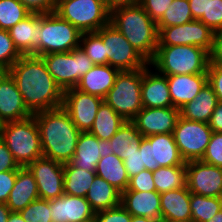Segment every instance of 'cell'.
Listing matches in <instances>:
<instances>
[{"instance_id": "38", "label": "cell", "mask_w": 222, "mask_h": 222, "mask_svg": "<svg viewBox=\"0 0 222 222\" xmlns=\"http://www.w3.org/2000/svg\"><path fill=\"white\" fill-rule=\"evenodd\" d=\"M80 48L95 65L107 64L104 42L96 32L82 33Z\"/></svg>"}, {"instance_id": "23", "label": "cell", "mask_w": 222, "mask_h": 222, "mask_svg": "<svg viewBox=\"0 0 222 222\" xmlns=\"http://www.w3.org/2000/svg\"><path fill=\"white\" fill-rule=\"evenodd\" d=\"M121 205L132 216L149 217L161 222L160 194L156 190H125L121 193Z\"/></svg>"}, {"instance_id": "30", "label": "cell", "mask_w": 222, "mask_h": 222, "mask_svg": "<svg viewBox=\"0 0 222 222\" xmlns=\"http://www.w3.org/2000/svg\"><path fill=\"white\" fill-rule=\"evenodd\" d=\"M95 173L106 180L121 193L129 184V176L125 169L123 160L113 153L105 151L97 163Z\"/></svg>"}, {"instance_id": "12", "label": "cell", "mask_w": 222, "mask_h": 222, "mask_svg": "<svg viewBox=\"0 0 222 222\" xmlns=\"http://www.w3.org/2000/svg\"><path fill=\"white\" fill-rule=\"evenodd\" d=\"M139 151L142 166L152 172L158 167L177 166L185 163L178 151L173 134H155L143 137Z\"/></svg>"}, {"instance_id": "58", "label": "cell", "mask_w": 222, "mask_h": 222, "mask_svg": "<svg viewBox=\"0 0 222 222\" xmlns=\"http://www.w3.org/2000/svg\"><path fill=\"white\" fill-rule=\"evenodd\" d=\"M207 222H222V209Z\"/></svg>"}, {"instance_id": "52", "label": "cell", "mask_w": 222, "mask_h": 222, "mask_svg": "<svg viewBox=\"0 0 222 222\" xmlns=\"http://www.w3.org/2000/svg\"><path fill=\"white\" fill-rule=\"evenodd\" d=\"M209 127L213 132H221L222 133V102L219 101L215 110L213 111L210 121Z\"/></svg>"}, {"instance_id": "41", "label": "cell", "mask_w": 222, "mask_h": 222, "mask_svg": "<svg viewBox=\"0 0 222 222\" xmlns=\"http://www.w3.org/2000/svg\"><path fill=\"white\" fill-rule=\"evenodd\" d=\"M198 20L203 22L213 31L221 29L222 0H207L206 14H203Z\"/></svg>"}, {"instance_id": "8", "label": "cell", "mask_w": 222, "mask_h": 222, "mask_svg": "<svg viewBox=\"0 0 222 222\" xmlns=\"http://www.w3.org/2000/svg\"><path fill=\"white\" fill-rule=\"evenodd\" d=\"M41 58L63 91L75 88L83 75L95 65L80 47L70 52L50 53Z\"/></svg>"}, {"instance_id": "57", "label": "cell", "mask_w": 222, "mask_h": 222, "mask_svg": "<svg viewBox=\"0 0 222 222\" xmlns=\"http://www.w3.org/2000/svg\"><path fill=\"white\" fill-rule=\"evenodd\" d=\"M131 222H160L155 219L143 216H132Z\"/></svg>"}, {"instance_id": "11", "label": "cell", "mask_w": 222, "mask_h": 222, "mask_svg": "<svg viewBox=\"0 0 222 222\" xmlns=\"http://www.w3.org/2000/svg\"><path fill=\"white\" fill-rule=\"evenodd\" d=\"M212 133L208 123L192 121L179 116L173 136L182 159L185 162L201 160Z\"/></svg>"}, {"instance_id": "14", "label": "cell", "mask_w": 222, "mask_h": 222, "mask_svg": "<svg viewBox=\"0 0 222 222\" xmlns=\"http://www.w3.org/2000/svg\"><path fill=\"white\" fill-rule=\"evenodd\" d=\"M186 185L191 193L222 197V167L193 160L186 162Z\"/></svg>"}, {"instance_id": "56", "label": "cell", "mask_w": 222, "mask_h": 222, "mask_svg": "<svg viewBox=\"0 0 222 222\" xmlns=\"http://www.w3.org/2000/svg\"><path fill=\"white\" fill-rule=\"evenodd\" d=\"M7 222H26L20 215L19 212H11Z\"/></svg>"}, {"instance_id": "32", "label": "cell", "mask_w": 222, "mask_h": 222, "mask_svg": "<svg viewBox=\"0 0 222 222\" xmlns=\"http://www.w3.org/2000/svg\"><path fill=\"white\" fill-rule=\"evenodd\" d=\"M126 121L104 101L99 106L89 133L100 141L108 142Z\"/></svg>"}, {"instance_id": "16", "label": "cell", "mask_w": 222, "mask_h": 222, "mask_svg": "<svg viewBox=\"0 0 222 222\" xmlns=\"http://www.w3.org/2000/svg\"><path fill=\"white\" fill-rule=\"evenodd\" d=\"M102 102L103 98L69 88L64 91L62 107L81 132H89Z\"/></svg>"}, {"instance_id": "51", "label": "cell", "mask_w": 222, "mask_h": 222, "mask_svg": "<svg viewBox=\"0 0 222 222\" xmlns=\"http://www.w3.org/2000/svg\"><path fill=\"white\" fill-rule=\"evenodd\" d=\"M210 63L222 65V28L213 33V47L210 52Z\"/></svg>"}, {"instance_id": "37", "label": "cell", "mask_w": 222, "mask_h": 222, "mask_svg": "<svg viewBox=\"0 0 222 222\" xmlns=\"http://www.w3.org/2000/svg\"><path fill=\"white\" fill-rule=\"evenodd\" d=\"M31 13L20 0H0V29L8 31Z\"/></svg>"}, {"instance_id": "7", "label": "cell", "mask_w": 222, "mask_h": 222, "mask_svg": "<svg viewBox=\"0 0 222 222\" xmlns=\"http://www.w3.org/2000/svg\"><path fill=\"white\" fill-rule=\"evenodd\" d=\"M82 33L57 13H40V57L50 53L70 52L80 47Z\"/></svg>"}, {"instance_id": "4", "label": "cell", "mask_w": 222, "mask_h": 222, "mask_svg": "<svg viewBox=\"0 0 222 222\" xmlns=\"http://www.w3.org/2000/svg\"><path fill=\"white\" fill-rule=\"evenodd\" d=\"M210 53L193 45L157 46L154 59L149 63L165 76L207 74Z\"/></svg>"}, {"instance_id": "35", "label": "cell", "mask_w": 222, "mask_h": 222, "mask_svg": "<svg viewBox=\"0 0 222 222\" xmlns=\"http://www.w3.org/2000/svg\"><path fill=\"white\" fill-rule=\"evenodd\" d=\"M191 219L207 222L222 209V197H206L190 192Z\"/></svg>"}, {"instance_id": "36", "label": "cell", "mask_w": 222, "mask_h": 222, "mask_svg": "<svg viewBox=\"0 0 222 222\" xmlns=\"http://www.w3.org/2000/svg\"><path fill=\"white\" fill-rule=\"evenodd\" d=\"M192 20L194 19L188 0H173L157 22V29L159 32L164 27L182 25Z\"/></svg>"}, {"instance_id": "2", "label": "cell", "mask_w": 222, "mask_h": 222, "mask_svg": "<svg viewBox=\"0 0 222 222\" xmlns=\"http://www.w3.org/2000/svg\"><path fill=\"white\" fill-rule=\"evenodd\" d=\"M41 139L43 156L62 164L69 163L75 154L81 131L63 108L33 114Z\"/></svg>"}, {"instance_id": "13", "label": "cell", "mask_w": 222, "mask_h": 222, "mask_svg": "<svg viewBox=\"0 0 222 222\" xmlns=\"http://www.w3.org/2000/svg\"><path fill=\"white\" fill-rule=\"evenodd\" d=\"M213 33L200 20L164 27L158 34V46L193 45L204 48L209 53L213 47Z\"/></svg>"}, {"instance_id": "15", "label": "cell", "mask_w": 222, "mask_h": 222, "mask_svg": "<svg viewBox=\"0 0 222 222\" xmlns=\"http://www.w3.org/2000/svg\"><path fill=\"white\" fill-rule=\"evenodd\" d=\"M27 168L34 175L39 198L50 200L64 194V164L43 156Z\"/></svg>"}, {"instance_id": "42", "label": "cell", "mask_w": 222, "mask_h": 222, "mask_svg": "<svg viewBox=\"0 0 222 222\" xmlns=\"http://www.w3.org/2000/svg\"><path fill=\"white\" fill-rule=\"evenodd\" d=\"M202 162L222 167V133L213 132L210 138V142L207 145L204 156L201 159Z\"/></svg>"}, {"instance_id": "55", "label": "cell", "mask_w": 222, "mask_h": 222, "mask_svg": "<svg viewBox=\"0 0 222 222\" xmlns=\"http://www.w3.org/2000/svg\"><path fill=\"white\" fill-rule=\"evenodd\" d=\"M11 211L6 203H0V222H7Z\"/></svg>"}, {"instance_id": "1", "label": "cell", "mask_w": 222, "mask_h": 222, "mask_svg": "<svg viewBox=\"0 0 222 222\" xmlns=\"http://www.w3.org/2000/svg\"><path fill=\"white\" fill-rule=\"evenodd\" d=\"M7 72L32 114L62 107L64 91L48 72L41 57L22 55Z\"/></svg>"}, {"instance_id": "34", "label": "cell", "mask_w": 222, "mask_h": 222, "mask_svg": "<svg viewBox=\"0 0 222 222\" xmlns=\"http://www.w3.org/2000/svg\"><path fill=\"white\" fill-rule=\"evenodd\" d=\"M152 174L159 194L186 186V162L183 165L158 167Z\"/></svg>"}, {"instance_id": "25", "label": "cell", "mask_w": 222, "mask_h": 222, "mask_svg": "<svg viewBox=\"0 0 222 222\" xmlns=\"http://www.w3.org/2000/svg\"><path fill=\"white\" fill-rule=\"evenodd\" d=\"M119 70L108 65H94L75 87L81 92L103 98L113 87Z\"/></svg>"}, {"instance_id": "10", "label": "cell", "mask_w": 222, "mask_h": 222, "mask_svg": "<svg viewBox=\"0 0 222 222\" xmlns=\"http://www.w3.org/2000/svg\"><path fill=\"white\" fill-rule=\"evenodd\" d=\"M96 33L104 42L108 65L119 71H132L149 65L124 35L110 22L101 27Z\"/></svg>"}, {"instance_id": "43", "label": "cell", "mask_w": 222, "mask_h": 222, "mask_svg": "<svg viewBox=\"0 0 222 222\" xmlns=\"http://www.w3.org/2000/svg\"><path fill=\"white\" fill-rule=\"evenodd\" d=\"M96 222H131L132 215L119 204L116 207L96 212Z\"/></svg>"}, {"instance_id": "44", "label": "cell", "mask_w": 222, "mask_h": 222, "mask_svg": "<svg viewBox=\"0 0 222 222\" xmlns=\"http://www.w3.org/2000/svg\"><path fill=\"white\" fill-rule=\"evenodd\" d=\"M126 190L133 191H155L156 187L153 180L152 171L142 170L137 175L129 178V184Z\"/></svg>"}, {"instance_id": "22", "label": "cell", "mask_w": 222, "mask_h": 222, "mask_svg": "<svg viewBox=\"0 0 222 222\" xmlns=\"http://www.w3.org/2000/svg\"><path fill=\"white\" fill-rule=\"evenodd\" d=\"M39 28L40 13H31L8 30L15 47L22 55L40 57Z\"/></svg>"}, {"instance_id": "54", "label": "cell", "mask_w": 222, "mask_h": 222, "mask_svg": "<svg viewBox=\"0 0 222 222\" xmlns=\"http://www.w3.org/2000/svg\"><path fill=\"white\" fill-rule=\"evenodd\" d=\"M137 2V0H103V3L109 13H112L116 9L132 6Z\"/></svg>"}, {"instance_id": "5", "label": "cell", "mask_w": 222, "mask_h": 222, "mask_svg": "<svg viewBox=\"0 0 222 222\" xmlns=\"http://www.w3.org/2000/svg\"><path fill=\"white\" fill-rule=\"evenodd\" d=\"M0 137L20 167H27L43 157V150L34 115L18 121L3 123Z\"/></svg>"}, {"instance_id": "18", "label": "cell", "mask_w": 222, "mask_h": 222, "mask_svg": "<svg viewBox=\"0 0 222 222\" xmlns=\"http://www.w3.org/2000/svg\"><path fill=\"white\" fill-rule=\"evenodd\" d=\"M52 222H90L95 212L85 197L63 194L50 199Z\"/></svg>"}, {"instance_id": "40", "label": "cell", "mask_w": 222, "mask_h": 222, "mask_svg": "<svg viewBox=\"0 0 222 222\" xmlns=\"http://www.w3.org/2000/svg\"><path fill=\"white\" fill-rule=\"evenodd\" d=\"M22 54L17 50L9 31L0 29V66L8 71Z\"/></svg>"}, {"instance_id": "39", "label": "cell", "mask_w": 222, "mask_h": 222, "mask_svg": "<svg viewBox=\"0 0 222 222\" xmlns=\"http://www.w3.org/2000/svg\"><path fill=\"white\" fill-rule=\"evenodd\" d=\"M26 222H52L50 201L38 198L19 211Z\"/></svg>"}, {"instance_id": "60", "label": "cell", "mask_w": 222, "mask_h": 222, "mask_svg": "<svg viewBox=\"0 0 222 222\" xmlns=\"http://www.w3.org/2000/svg\"><path fill=\"white\" fill-rule=\"evenodd\" d=\"M64 1H67V0H54L55 7H56L60 2H64Z\"/></svg>"}, {"instance_id": "46", "label": "cell", "mask_w": 222, "mask_h": 222, "mask_svg": "<svg viewBox=\"0 0 222 222\" xmlns=\"http://www.w3.org/2000/svg\"><path fill=\"white\" fill-rule=\"evenodd\" d=\"M208 84L213 88L218 100L222 102V65L209 63Z\"/></svg>"}, {"instance_id": "29", "label": "cell", "mask_w": 222, "mask_h": 222, "mask_svg": "<svg viewBox=\"0 0 222 222\" xmlns=\"http://www.w3.org/2000/svg\"><path fill=\"white\" fill-rule=\"evenodd\" d=\"M143 137L131 121H126L105 143V149L124 160L126 155L139 150Z\"/></svg>"}, {"instance_id": "31", "label": "cell", "mask_w": 222, "mask_h": 222, "mask_svg": "<svg viewBox=\"0 0 222 222\" xmlns=\"http://www.w3.org/2000/svg\"><path fill=\"white\" fill-rule=\"evenodd\" d=\"M85 198L95 213L121 204V192L97 175Z\"/></svg>"}, {"instance_id": "6", "label": "cell", "mask_w": 222, "mask_h": 222, "mask_svg": "<svg viewBox=\"0 0 222 222\" xmlns=\"http://www.w3.org/2000/svg\"><path fill=\"white\" fill-rule=\"evenodd\" d=\"M142 80L143 68L132 71H119L113 87L103 99L125 121H131L143 108Z\"/></svg>"}, {"instance_id": "17", "label": "cell", "mask_w": 222, "mask_h": 222, "mask_svg": "<svg viewBox=\"0 0 222 222\" xmlns=\"http://www.w3.org/2000/svg\"><path fill=\"white\" fill-rule=\"evenodd\" d=\"M179 116L180 109L173 106L143 107L131 122L144 137L155 134H173Z\"/></svg>"}, {"instance_id": "26", "label": "cell", "mask_w": 222, "mask_h": 222, "mask_svg": "<svg viewBox=\"0 0 222 222\" xmlns=\"http://www.w3.org/2000/svg\"><path fill=\"white\" fill-rule=\"evenodd\" d=\"M38 198V187L34 175L27 167H20L6 205L11 212H19Z\"/></svg>"}, {"instance_id": "48", "label": "cell", "mask_w": 222, "mask_h": 222, "mask_svg": "<svg viewBox=\"0 0 222 222\" xmlns=\"http://www.w3.org/2000/svg\"><path fill=\"white\" fill-rule=\"evenodd\" d=\"M20 166L15 161L12 153L0 137V172L18 170Z\"/></svg>"}, {"instance_id": "47", "label": "cell", "mask_w": 222, "mask_h": 222, "mask_svg": "<svg viewBox=\"0 0 222 222\" xmlns=\"http://www.w3.org/2000/svg\"><path fill=\"white\" fill-rule=\"evenodd\" d=\"M17 178V170L0 172V203H6Z\"/></svg>"}, {"instance_id": "61", "label": "cell", "mask_w": 222, "mask_h": 222, "mask_svg": "<svg viewBox=\"0 0 222 222\" xmlns=\"http://www.w3.org/2000/svg\"><path fill=\"white\" fill-rule=\"evenodd\" d=\"M171 222H194L193 220H181V221H171Z\"/></svg>"}, {"instance_id": "53", "label": "cell", "mask_w": 222, "mask_h": 222, "mask_svg": "<svg viewBox=\"0 0 222 222\" xmlns=\"http://www.w3.org/2000/svg\"><path fill=\"white\" fill-rule=\"evenodd\" d=\"M193 19L198 20L206 14L207 0H188Z\"/></svg>"}, {"instance_id": "50", "label": "cell", "mask_w": 222, "mask_h": 222, "mask_svg": "<svg viewBox=\"0 0 222 222\" xmlns=\"http://www.w3.org/2000/svg\"><path fill=\"white\" fill-rule=\"evenodd\" d=\"M32 13H49L55 10L54 0H20Z\"/></svg>"}, {"instance_id": "45", "label": "cell", "mask_w": 222, "mask_h": 222, "mask_svg": "<svg viewBox=\"0 0 222 222\" xmlns=\"http://www.w3.org/2000/svg\"><path fill=\"white\" fill-rule=\"evenodd\" d=\"M173 0H138V3L156 23L162 18L165 10Z\"/></svg>"}, {"instance_id": "59", "label": "cell", "mask_w": 222, "mask_h": 222, "mask_svg": "<svg viewBox=\"0 0 222 222\" xmlns=\"http://www.w3.org/2000/svg\"><path fill=\"white\" fill-rule=\"evenodd\" d=\"M5 72L6 70L0 66V78L4 75Z\"/></svg>"}, {"instance_id": "19", "label": "cell", "mask_w": 222, "mask_h": 222, "mask_svg": "<svg viewBox=\"0 0 222 222\" xmlns=\"http://www.w3.org/2000/svg\"><path fill=\"white\" fill-rule=\"evenodd\" d=\"M33 114L26 107L12 76L6 71L0 78V122L26 119Z\"/></svg>"}, {"instance_id": "27", "label": "cell", "mask_w": 222, "mask_h": 222, "mask_svg": "<svg viewBox=\"0 0 222 222\" xmlns=\"http://www.w3.org/2000/svg\"><path fill=\"white\" fill-rule=\"evenodd\" d=\"M105 151L104 142L89 132H81L70 163L77 168L95 171L97 163Z\"/></svg>"}, {"instance_id": "24", "label": "cell", "mask_w": 222, "mask_h": 222, "mask_svg": "<svg viewBox=\"0 0 222 222\" xmlns=\"http://www.w3.org/2000/svg\"><path fill=\"white\" fill-rule=\"evenodd\" d=\"M161 222L192 220L187 185L160 194Z\"/></svg>"}, {"instance_id": "20", "label": "cell", "mask_w": 222, "mask_h": 222, "mask_svg": "<svg viewBox=\"0 0 222 222\" xmlns=\"http://www.w3.org/2000/svg\"><path fill=\"white\" fill-rule=\"evenodd\" d=\"M150 69V64L143 68L142 106L146 108L172 106L167 77L158 71L153 73Z\"/></svg>"}, {"instance_id": "21", "label": "cell", "mask_w": 222, "mask_h": 222, "mask_svg": "<svg viewBox=\"0 0 222 222\" xmlns=\"http://www.w3.org/2000/svg\"><path fill=\"white\" fill-rule=\"evenodd\" d=\"M166 77L172 106L178 109L194 100L208 83L207 74L171 75Z\"/></svg>"}, {"instance_id": "28", "label": "cell", "mask_w": 222, "mask_h": 222, "mask_svg": "<svg viewBox=\"0 0 222 222\" xmlns=\"http://www.w3.org/2000/svg\"><path fill=\"white\" fill-rule=\"evenodd\" d=\"M218 102L213 88L207 83L194 100L186 103L180 109V116L192 121L209 123Z\"/></svg>"}, {"instance_id": "3", "label": "cell", "mask_w": 222, "mask_h": 222, "mask_svg": "<svg viewBox=\"0 0 222 222\" xmlns=\"http://www.w3.org/2000/svg\"><path fill=\"white\" fill-rule=\"evenodd\" d=\"M110 23L148 63L154 59L158 46L157 23L138 2L110 13Z\"/></svg>"}, {"instance_id": "33", "label": "cell", "mask_w": 222, "mask_h": 222, "mask_svg": "<svg viewBox=\"0 0 222 222\" xmlns=\"http://www.w3.org/2000/svg\"><path fill=\"white\" fill-rule=\"evenodd\" d=\"M95 171L74 167L70 162L64 164V194L86 197L95 179Z\"/></svg>"}, {"instance_id": "49", "label": "cell", "mask_w": 222, "mask_h": 222, "mask_svg": "<svg viewBox=\"0 0 222 222\" xmlns=\"http://www.w3.org/2000/svg\"><path fill=\"white\" fill-rule=\"evenodd\" d=\"M123 163L129 178L137 175L142 170H145V166H142L141 152L139 150L126 155Z\"/></svg>"}, {"instance_id": "9", "label": "cell", "mask_w": 222, "mask_h": 222, "mask_svg": "<svg viewBox=\"0 0 222 222\" xmlns=\"http://www.w3.org/2000/svg\"><path fill=\"white\" fill-rule=\"evenodd\" d=\"M81 33L96 32L110 22V13L103 0H67L54 10Z\"/></svg>"}]
</instances>
